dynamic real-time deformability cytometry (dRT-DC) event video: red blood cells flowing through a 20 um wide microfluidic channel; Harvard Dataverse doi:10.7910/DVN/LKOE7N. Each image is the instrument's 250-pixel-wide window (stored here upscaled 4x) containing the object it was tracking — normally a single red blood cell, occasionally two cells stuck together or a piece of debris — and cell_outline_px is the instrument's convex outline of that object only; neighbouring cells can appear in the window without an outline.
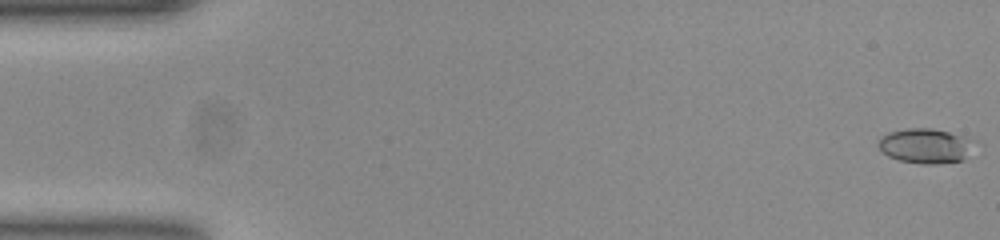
{"species": "common noctule bat (a hibernating species)", "species_latin": "Nyctalus noctula", "temperature_condition": "room temperature", "stored_images_in_passage": 53, "camera_frame_rate_fps": 3000, "um_per_image_px": 0.085, "animal": {"sex": "female", "body_mass_g": 23.0, "forearm_length_mm": 53.4}, "frame": {"image": 1, "passage_image": 1, "time_ms": 0.0, "image_size_px": [1000, 240], "cell_outline_px": [[976, 140], [964, 160], [936, 164], [924, 164], [900, 160], [888, 156], [876, 144], [880, 136], [888, 132], [908, 128], [932, 128], [948, 132]], "centroid_in_image_um": [78.65, 12.39], "position_along_channel_um": 6.4, "area_um2": 19.48}}
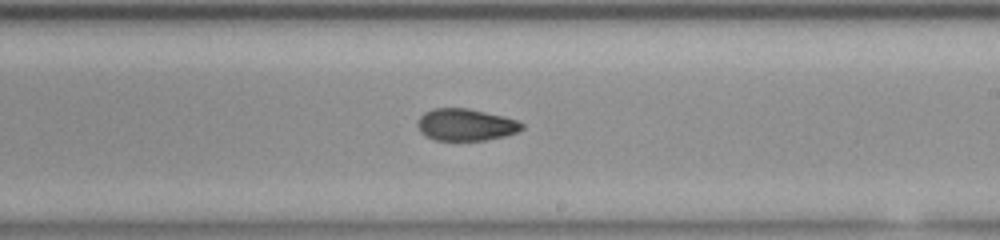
{"frame": {"image": 2, "passage_image": 31, "time_ms": 10.0, "image_size_px": [1000, 240], "cell_outline_px": [[524, 128], [516, 132], [504, 136], [484, 140], [436, 140], [424, 136], [420, 132], [420, 116], [424, 112], [432, 108], [468, 108], [504, 116], [516, 120], [524, 124]], "centroid_in_image_um": [39.6, 10.59], "position_along_channel_um": 249.4, "area_um2": 19.31}}
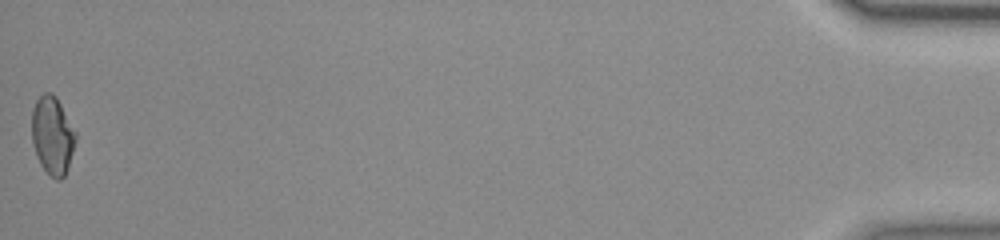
{"frame": {"image": 3, "passage_image": 53, "time_ms": 17.333, "image_size_px": [1000, 240], "cell_outline_px": [[76, 140], [64, 176], [60, 180], [56, 180], [40, 164], [36, 156], [32, 140], [32, 108], [36, 100], [44, 92], [48, 92], [56, 96], [76, 132]], "centroid_in_image_um": [4.44, 11.49], "position_along_channel_um": 430.8, "area_um2": 19.71}, "authors_computed_cell_mechanics": {"area_um2": 19.5942, "velocity_mm_per_s": 3.8747, "shape_relaxation_time_tau1_ms": null, "shape_relaxation_time_tau2_ms": 2.0461, "deformation_change_tau1": null, "deformation_change_tau2": 0.0731}}